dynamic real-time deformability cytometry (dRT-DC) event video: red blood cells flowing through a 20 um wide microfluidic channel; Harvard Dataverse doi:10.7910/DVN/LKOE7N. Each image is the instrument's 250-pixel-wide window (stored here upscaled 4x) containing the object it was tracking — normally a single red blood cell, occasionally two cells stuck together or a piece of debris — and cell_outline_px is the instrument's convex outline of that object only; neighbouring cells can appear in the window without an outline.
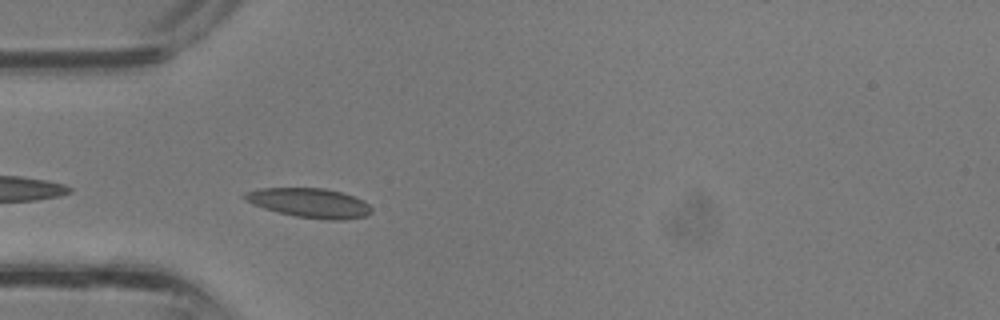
{"species": "common noctule bat (a hibernating species)", "species_latin": "Nyctalus noctula", "temperature_condition": "room temperature", "stored_images_in_passage": 29, "camera_frame_rate_fps": 3000, "um_per_image_px": 0.085, "animal": {"sex": "male", "body_mass_g": 13.3}, "frame": {"image": 1, "passage_image": 9, "time_ms": 2.667, "image_size_px": [1000, 320], "cell_outline_px": [[372, 212], [364, 216], [344, 220], [328, 220], [296, 216], [264, 208], [252, 204], [240, 196], [244, 192], [260, 188], [324, 188], [340, 192], [364, 200], [372, 208]], "centroid_in_image_um": [26.3, 17.24], "position_along_channel_um": 58.7, "area_um2": 21.68}}
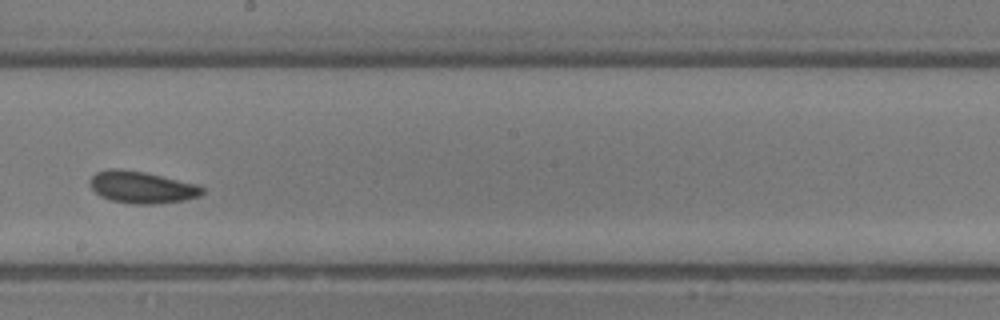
{"frame": {"image": 2, "passage_image": 19, "time_ms": 6.0, "image_size_px": [1000, 320], "cell_outline_px": [[204, 192], [200, 196], [184, 200], [152, 204], [136, 204], [112, 200], [100, 196], [88, 184], [88, 180], [96, 172], [108, 168], [120, 168], [144, 172], [196, 184], [204, 188]], "centroid_in_image_um": [12.02, 15.9], "position_along_channel_um": 236.2, "area_um2": 20.87}}
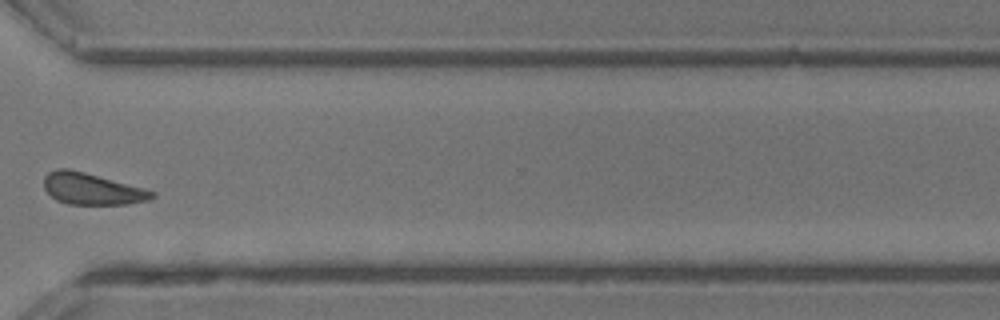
{"frame": {"image": 3, "passage_image": 26, "time_ms": 8.333, "image_size_px": [1000, 320], "cell_outline_px": [[156, 196], [148, 200], [128, 204], [68, 204], [56, 200], [44, 188], [44, 176], [48, 172], [56, 168], [68, 168], [84, 172], [144, 188], [156, 192]], "centroid_in_image_um": [7.81, 16.05], "position_along_channel_um": 362.8, "area_um2": 19.83}}